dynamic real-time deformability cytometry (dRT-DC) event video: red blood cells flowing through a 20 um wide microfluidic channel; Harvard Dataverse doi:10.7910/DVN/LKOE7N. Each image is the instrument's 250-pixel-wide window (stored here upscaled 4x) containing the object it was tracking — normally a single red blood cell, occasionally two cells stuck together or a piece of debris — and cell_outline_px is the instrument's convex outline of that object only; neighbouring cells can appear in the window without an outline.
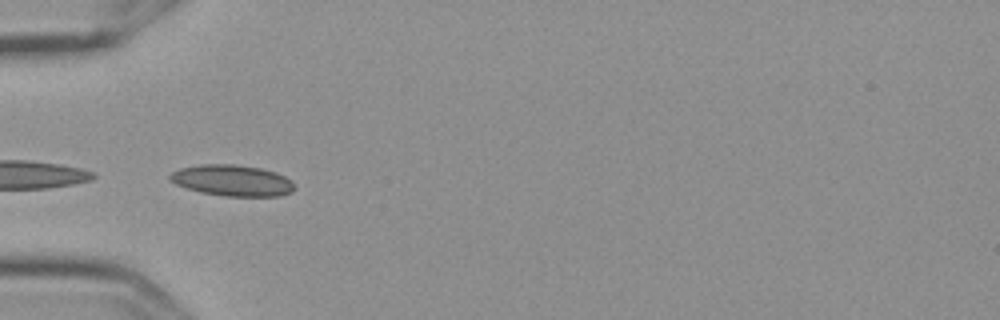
{"species": "Egyptian fruit bat (a non-hibernating species)", "species_latin": "Rousettus aegyptiacus", "temperature_condition": "cold", "stored_images_in_passage": 28, "camera_frame_rate_fps": 3000, "um_per_image_px": 0.085, "frame": {"image": 1, "passage_image": 1, "time_ms": 0.0, "image_size_px": [1000, 320], "cell_outline_px": [[296, 188], [292, 192], [280, 196], [224, 196], [200, 192], [176, 184], [168, 180], [168, 176], [172, 172], [180, 168], [200, 164], [236, 164], [260, 168], [276, 172], [292, 180]], "centroid_in_image_um": [19.75, 15.34], "position_along_channel_um": 65.2, "area_um2": 22.77}, "authors_computed_cell_mechanics": {"area_um2": 20.8369, "velocity_mm_per_s": 3.5627, "shape_relaxation_time_tau1_ms": 7.3258, "shape_relaxation_time_tau2_ms": null, "deformation_change_tau1": 0.1242, "deformation_change_tau2": null}}